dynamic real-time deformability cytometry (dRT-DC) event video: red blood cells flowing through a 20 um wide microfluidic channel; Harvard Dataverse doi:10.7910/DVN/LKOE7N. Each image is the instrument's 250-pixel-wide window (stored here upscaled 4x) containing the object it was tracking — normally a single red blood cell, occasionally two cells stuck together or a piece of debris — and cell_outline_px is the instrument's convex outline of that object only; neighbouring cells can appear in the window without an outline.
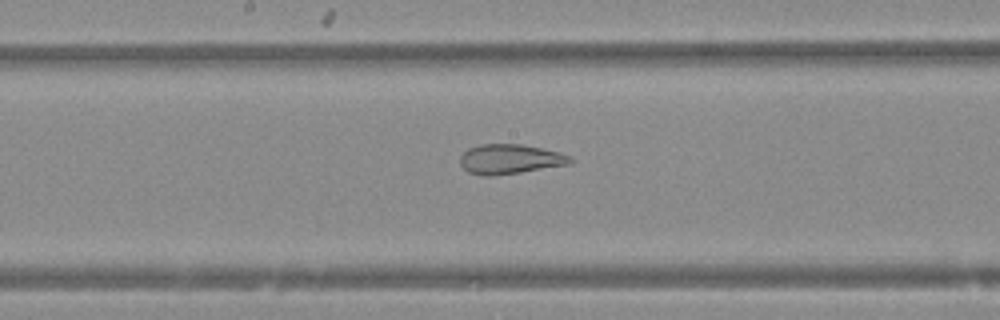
{"species": "Egyptian fruit bat (a non-hibernating species)", "species_latin": "Rousettus aegyptiacus", "temperature_condition": "warm", "stored_images_in_passage": 33, "camera_frame_rate_fps": 3000, "um_per_image_px": 0.085, "animal": {"sex": "female"}, "frame": {"image": 1, "passage_image": 18, "time_ms": 5.667, "image_size_px": [1000, 320], "cell_outline_px": [[572, 164], [520, 172], [488, 176], [484, 176], [468, 172], [460, 164], [460, 156], [468, 148], [480, 144], [520, 144], [540, 148], [556, 152], [568, 156], [572, 160]], "centroid_in_image_um": [43.3, 13.53], "position_along_channel_um": 204.9, "area_um2": 18.84}}
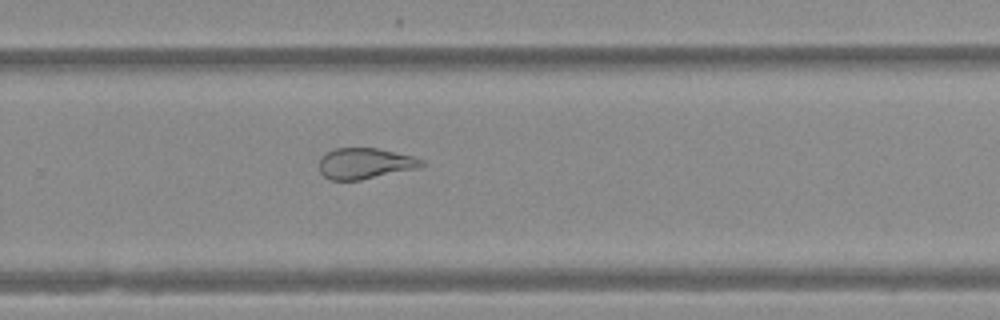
{"frame": {"image": 2, "passage_image": 25, "time_ms": 8.0, "image_size_px": [1000, 320], "cell_outline_px": [[424, 164], [420, 168], [360, 180], [328, 180], [320, 172], [320, 156], [336, 148], [376, 148], [412, 156], [424, 160]], "centroid_in_image_um": [31.02, 13.9], "position_along_channel_um": 298.8, "area_um2": 18.44}}
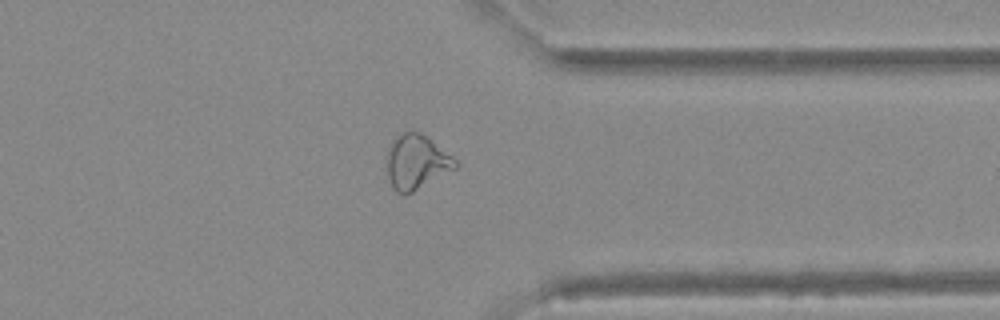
{"frame": {"image": 3, "passage_image": 31, "time_ms": 10.0, "image_size_px": [1000, 320], "cell_outline_px": [[456, 168], [412, 192], [404, 196], [396, 192], [392, 188], [388, 176], [388, 148], [392, 140], [396, 136], [404, 132], [420, 132], [428, 136], [452, 156], [456, 160]], "centroid_in_image_um": [35.39, 13.77], "position_along_channel_um": 376.0, "area_um2": 21.62}}